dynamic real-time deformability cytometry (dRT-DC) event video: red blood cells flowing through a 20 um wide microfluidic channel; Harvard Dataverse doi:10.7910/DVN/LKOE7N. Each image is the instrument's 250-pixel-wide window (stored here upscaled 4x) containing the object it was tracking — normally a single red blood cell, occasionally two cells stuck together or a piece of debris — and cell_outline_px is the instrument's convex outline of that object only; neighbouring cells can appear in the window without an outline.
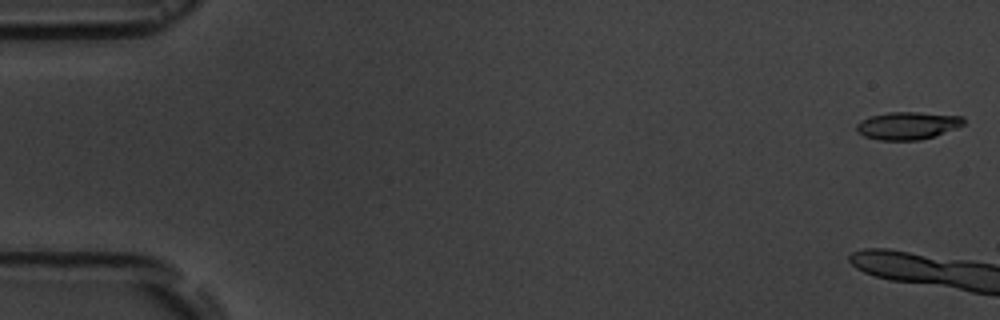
{"species": "common noctule bat (a hibernating species)", "species_latin": "Nyctalus noctula", "temperature_condition": "room temperature", "stored_images_in_passage": 6, "camera_frame_rate_fps": 3000, "um_per_image_px": 0.085, "animal": {"sex": "male", "body_mass_g": 19.5, "forearm_length_mm": 54.6}, "frame": {"image": 1, "passage_image": 1, "time_ms": 0.0, "image_size_px": [1000, 320], "cell_outline_px": [[964, 124], [956, 128], [920, 140], [880, 140], [864, 136], [856, 132], [856, 124], [860, 120], [868, 116], [888, 112], [916, 112], [964, 116]], "centroid_in_image_um": [77.1, 10.67], "position_along_channel_um": 7.9, "area_um2": 17.28}}